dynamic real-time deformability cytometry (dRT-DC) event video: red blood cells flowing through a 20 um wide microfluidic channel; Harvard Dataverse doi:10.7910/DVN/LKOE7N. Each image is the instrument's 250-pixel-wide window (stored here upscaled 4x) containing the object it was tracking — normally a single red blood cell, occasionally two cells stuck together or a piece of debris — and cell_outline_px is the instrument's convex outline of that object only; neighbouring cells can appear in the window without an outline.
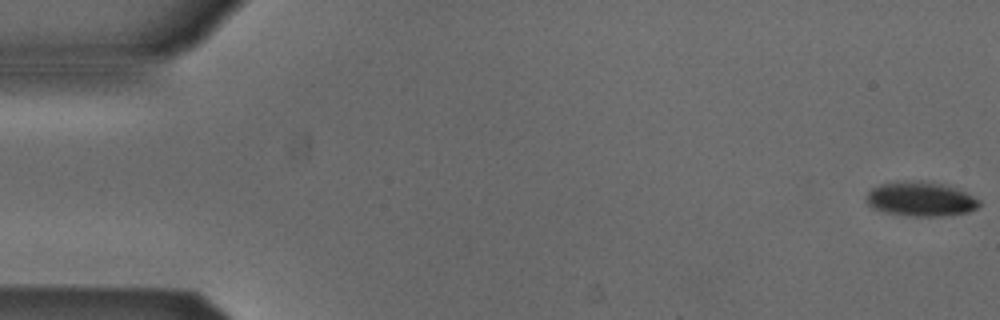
{"species": "Egyptian fruit bat (a non-hibernating species)", "species_latin": "Rousettus aegyptiacus", "temperature_condition": "cold", "stored_images_in_passage": 53, "camera_frame_rate_fps": 3000, "um_per_image_px": 0.085, "animal": {"sex": "male"}, "frame": {"image": 1, "passage_image": 1, "time_ms": 0.0, "image_size_px": [1000, 320], "cell_outline_px": [[980, 204], [976, 208], [968, 212], [944, 216], [912, 216], [884, 212], [868, 204], [868, 192], [872, 188], [884, 184], [940, 184], [964, 192], [980, 200]], "centroid_in_image_um": [78.3, 16.99], "position_along_channel_um": 6.7, "area_um2": 21.15}}
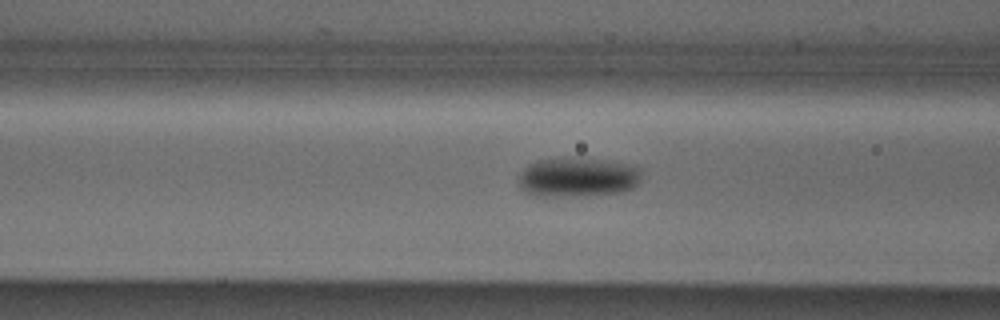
{"frame": {"image": 2, "passage_image": 21, "time_ms": 6.667, "image_size_px": [1000, 320], "cell_outline_px": [[640, 180], [632, 188], [624, 192], [552, 196], [536, 196], [520, 188], [516, 180], [520, 172], [528, 164], [536, 160], [556, 156], [580, 156], [628, 164], [640, 168]], "centroid_in_image_um": [49.03, 15.01], "position_along_channel_um": 117.6, "area_um2": 28.78}}
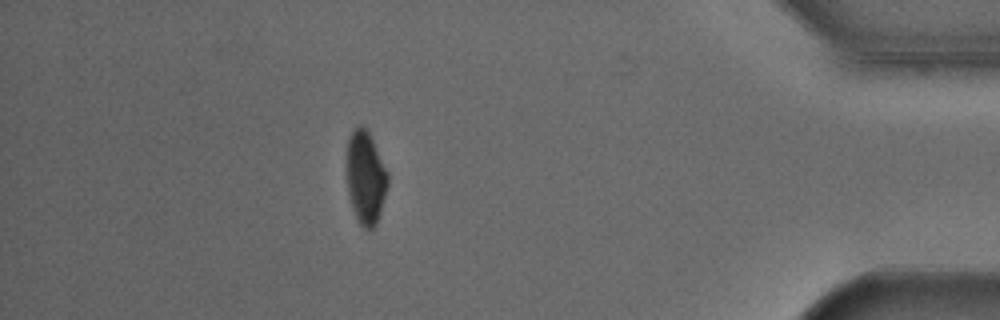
{"frame": {"image": 3, "passage_image": 47, "time_ms": 15.333, "image_size_px": [1000, 320], "cell_outline_px": [[388, 184], [380, 212], [376, 224], [372, 228], [364, 228], [360, 224], [352, 208], [348, 192], [348, 136], [360, 124], [364, 124], [388, 172]], "centroid_in_image_um": [31.09, 15.08], "position_along_channel_um": 404.1, "area_um2": 21.73}, "authors_computed_cell_mechanics": {"area_um2": 24.276, "velocity_mm_per_s": 3.8804, "shape_relaxation_time_tau1_ms": 4.8159, "shape_relaxation_time_tau2_ms": null, "deformation_change_tau1": 0.0933, "deformation_change_tau2": null}}